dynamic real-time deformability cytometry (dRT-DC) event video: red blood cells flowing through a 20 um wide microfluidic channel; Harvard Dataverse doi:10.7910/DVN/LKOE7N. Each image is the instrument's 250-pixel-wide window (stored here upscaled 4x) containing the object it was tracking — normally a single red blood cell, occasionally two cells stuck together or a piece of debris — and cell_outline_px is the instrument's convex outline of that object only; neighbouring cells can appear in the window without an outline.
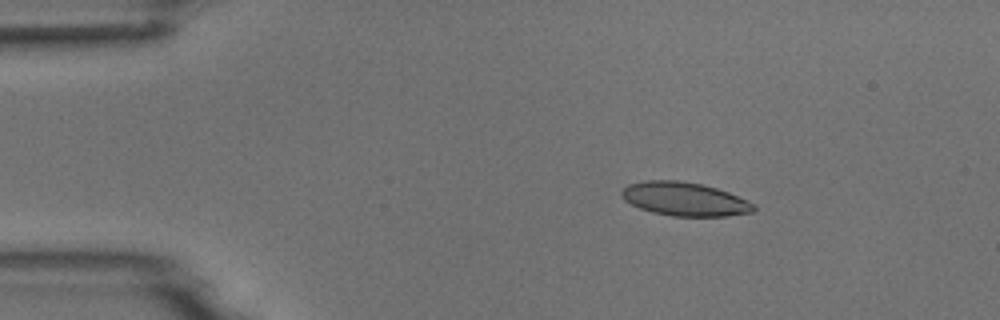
{"species": "common noctule bat (a hibernating species)", "species_latin": "Nyctalus noctula", "temperature_condition": "room temperature", "stored_images_in_passage": 5, "camera_frame_rate_fps": 3000, "um_per_image_px": 0.085, "animal": {"sex": "male", "body_mass_g": 18.8}, "frame": {"image": 1, "passage_image": 3, "time_ms": 2.333, "image_size_px": [1000, 320], "cell_outline_px": [[756, 208], [752, 212], [728, 216], [672, 216], [652, 212], [640, 208], [624, 200], [620, 196], [620, 192], [628, 184], [644, 180], [680, 180], [700, 184], [716, 188], [728, 192], [748, 200], [756, 204]], "centroid_in_image_um": [58.19, 16.92], "position_along_channel_um": 26.8, "area_um2": 26.01}}
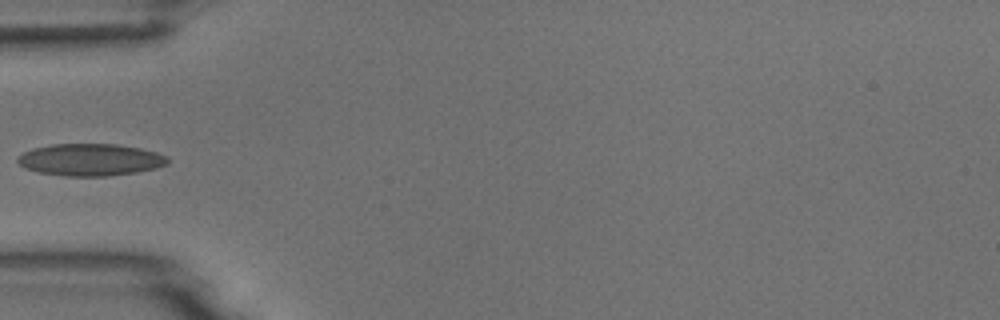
{"frame": {"image": 2, "passage_image": 5, "time_ms": 5.333, "image_size_px": [1000, 320], "cell_outline_px": [[168, 164], [156, 168], [136, 172], [108, 176], [64, 176], [40, 172], [24, 168], [16, 160], [16, 156], [32, 148], [52, 144], [116, 144], [140, 148], [156, 152], [168, 156]], "centroid_in_image_um": [7.67, 13.57], "position_along_channel_um": 77.3, "area_um2": 28.15}}